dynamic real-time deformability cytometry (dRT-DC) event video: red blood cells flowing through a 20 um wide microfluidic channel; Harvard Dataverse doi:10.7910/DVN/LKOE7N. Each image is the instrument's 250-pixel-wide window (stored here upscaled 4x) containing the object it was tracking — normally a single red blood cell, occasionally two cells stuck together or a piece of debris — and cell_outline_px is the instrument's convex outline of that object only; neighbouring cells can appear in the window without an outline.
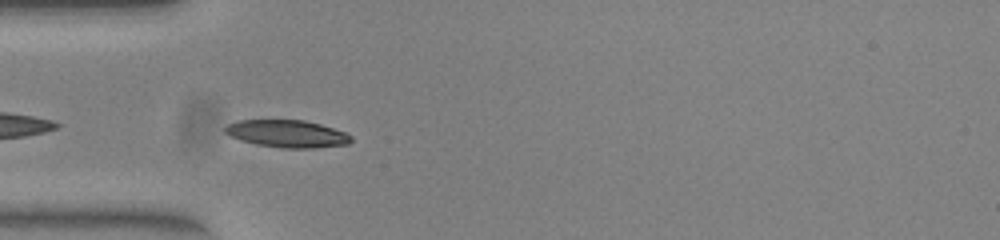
{"species": "common noctule bat (a hibernating species)", "species_latin": "Nyctalus noctula", "temperature_condition": "warm", "stored_images_in_passage": 38, "camera_frame_rate_fps": 3000, "um_per_image_px": 0.085, "animal": {"sex": "female", "body_mass_g": 23.0, "forearm_length_mm": 53.4}, "frame": {"image": 1, "passage_image": 2, "time_ms": 0.333, "image_size_px": [1000, 240], "cell_outline_px": [[352, 140], [348, 144], [312, 148], [280, 148], [256, 144], [240, 140], [224, 132], [224, 128], [228, 124], [236, 120], [304, 120], [320, 124], [344, 132], [352, 136]], "centroid_in_image_um": [24.39, 11.37], "position_along_channel_um": 60.6, "area_um2": 20.06}}
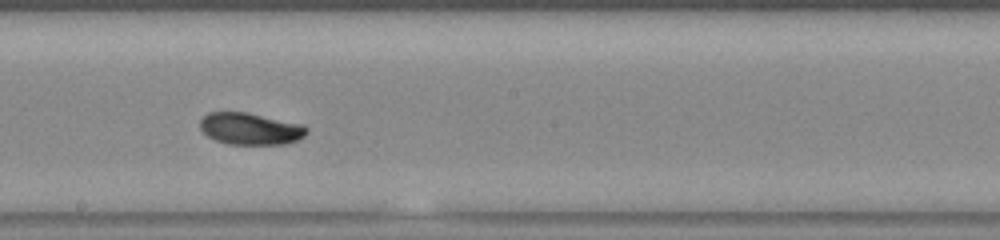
{"frame": {"image": 2, "passage_image": 15, "time_ms": 4.667, "image_size_px": [1000, 240], "cell_outline_px": [[308, 132], [304, 136], [288, 144], [228, 144], [216, 140], [208, 136], [200, 128], [200, 120], [208, 112], [244, 112], [304, 124], [308, 128]], "centroid_in_image_um": [21.3, 10.94], "position_along_channel_um": 226.9, "area_um2": 19.77}}
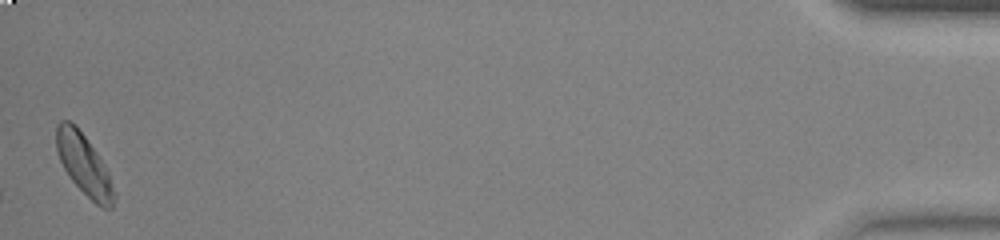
{"frame": {"image": 3, "passage_image": 38, "time_ms": 12.333, "image_size_px": [1000, 240], "cell_outline_px": [[116, 200], [112, 208], [100, 208], [68, 176], [60, 160], [56, 148], [56, 124], [60, 120], [68, 120], [76, 124], [96, 152], [108, 172], [116, 196]], "centroid_in_image_um": [7.14, 13.98], "position_along_channel_um": 428.1, "area_um2": 20.35}, "authors_computed_cell_mechanics": {"area_um2": 19.9699, "velocity_mm_per_s": 3.8851, "shape_relaxation_time_tau1_ms": 1.8661, "shape_relaxation_time_tau2_ms": null, "deformation_change_tau1": 0.0932, "deformation_change_tau2": null}}